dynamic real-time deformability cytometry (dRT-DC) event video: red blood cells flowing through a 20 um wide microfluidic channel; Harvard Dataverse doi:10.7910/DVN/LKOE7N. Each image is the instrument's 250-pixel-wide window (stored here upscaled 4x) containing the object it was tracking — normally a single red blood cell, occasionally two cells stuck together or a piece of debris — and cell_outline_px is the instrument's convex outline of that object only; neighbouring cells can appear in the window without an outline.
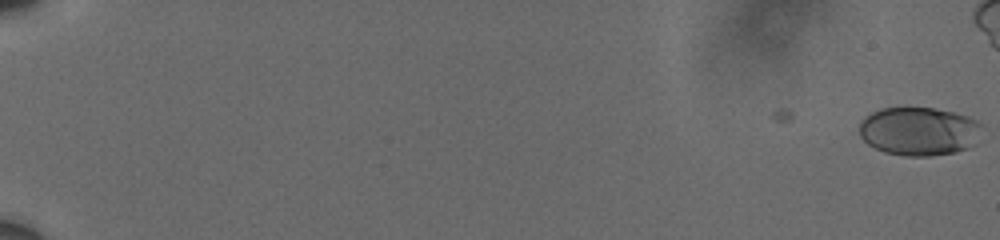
{"species": "human", "species_latin": "Homo sapiens", "temperature_condition": "cold", "stored_images_in_passage": 58, "camera_frame_rate_fps": 3000, "um_per_image_px": 0.085, "donor": {"sex": "male"}, "frame": {"image": 1, "passage_image": 1, "time_ms": 0.0, "image_size_px": [1000, 240], "cell_outline_px": [[984, 128], [976, 144], [968, 148], [956, 152], [932, 156], [904, 156], [884, 152], [868, 144], [860, 136], [860, 120], [864, 116], [880, 108], [932, 108], [952, 112], [968, 116], [984, 124]], "centroid_in_image_um": [78.16, 11.16], "position_along_channel_um": 6.8, "area_um2": 35.14}}
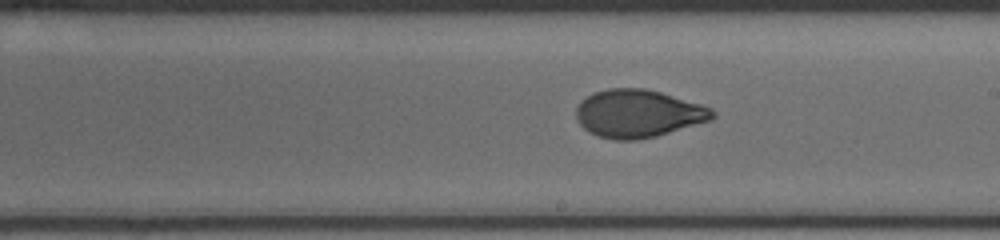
{"frame": {"image": 2, "passage_image": 39, "time_ms": 12.667, "image_size_px": [1000, 240], "cell_outline_px": [[716, 116], [712, 120], [656, 136], [636, 140], [612, 140], [588, 132], [576, 120], [576, 108], [580, 100], [596, 92], [608, 88], [644, 88], [660, 92], [700, 104], [712, 108], [716, 112]], "centroid_in_image_um": [54.24, 9.66], "position_along_channel_um": 234.8, "area_um2": 38.03}}
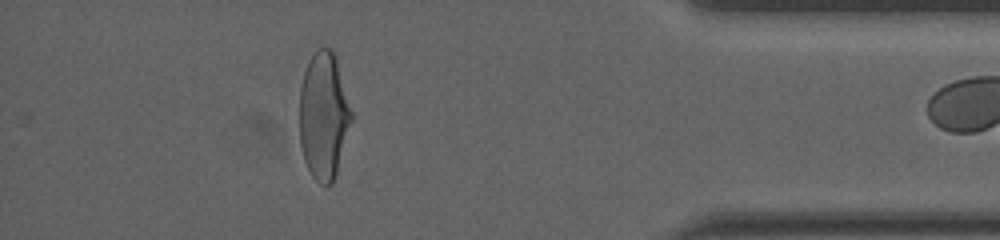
{"frame": {"image": 3, "passage_image": 56, "time_ms": 18.333, "image_size_px": [1000, 240], "cell_outline_px": [[352, 120], [336, 172], [332, 184], [328, 188], [324, 188], [312, 176], [304, 160], [300, 144], [300, 88], [304, 72], [308, 60], [320, 48], [332, 48], [336, 60], [352, 112]], "centroid_in_image_um": [27.5, 9.88], "position_along_channel_um": 407.7, "area_um2": 38.15}}